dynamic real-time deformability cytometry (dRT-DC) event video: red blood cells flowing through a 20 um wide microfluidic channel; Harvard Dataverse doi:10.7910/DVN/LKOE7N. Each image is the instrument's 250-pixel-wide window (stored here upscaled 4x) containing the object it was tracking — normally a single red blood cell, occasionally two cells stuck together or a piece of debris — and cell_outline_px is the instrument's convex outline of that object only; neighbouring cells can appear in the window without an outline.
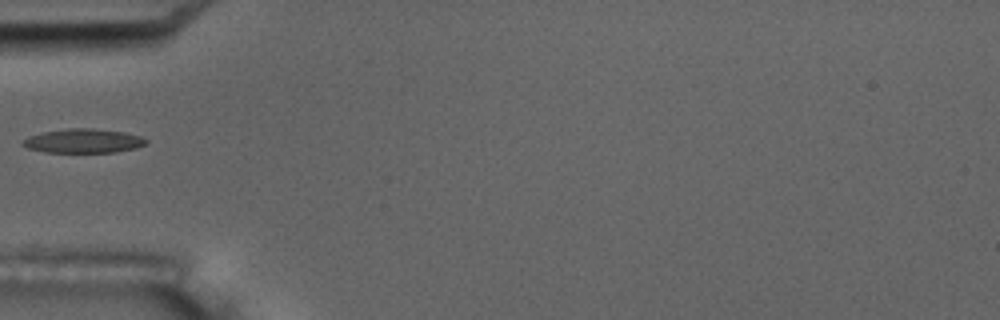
{"species": "common noctule bat (a hibernating species)", "species_latin": "Nyctalus noctula", "temperature_condition": "room temperature", "stored_images_in_passage": 17, "camera_frame_rate_fps": 3000, "um_per_image_px": 0.085, "animal": {"sex": "male", "body_mass_g": 17.5, "forearm_length_mm": 52.3}, "frame": {"image": 1, "passage_image": 6, "time_ms": 5.667, "image_size_px": [1000, 320], "cell_outline_px": [[148, 140], [144, 144], [136, 148], [116, 152], [44, 152], [28, 148], [20, 144], [20, 140], [28, 136], [44, 132], [68, 128], [92, 128], [124, 132], [140, 136]], "centroid_in_image_um": [7.04, 11.97], "position_along_channel_um": 78.0, "area_um2": 17.34}, "authors_computed_cell_mechanics": {"area_um2": 16.5886, "velocity_mm_per_s": 3.5253, "shape_relaxation_time_tau1_ms": 7.9598, "shape_relaxation_time_tau2_ms": 5.5008, "deformation_change_tau1": 0.2075, "deformation_change_tau2": 0.1013}}